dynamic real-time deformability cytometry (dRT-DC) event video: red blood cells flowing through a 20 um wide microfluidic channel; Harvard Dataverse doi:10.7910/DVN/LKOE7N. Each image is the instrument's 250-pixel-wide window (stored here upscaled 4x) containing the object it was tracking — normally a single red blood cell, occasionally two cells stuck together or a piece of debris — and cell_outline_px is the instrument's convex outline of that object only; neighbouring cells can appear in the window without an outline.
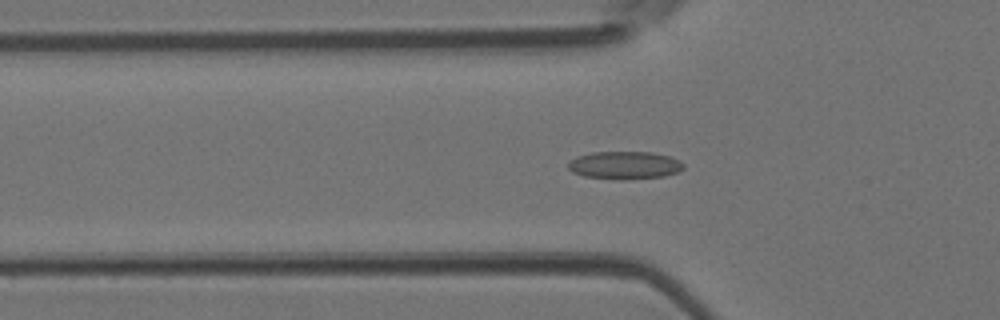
{"species": "Egyptian fruit bat (a non-hibernating species)", "species_latin": "Rousettus aegyptiacus", "temperature_condition": "room temperature", "stored_images_in_passage": 46, "camera_frame_rate_fps": 3000, "um_per_image_px": 0.085, "animal": {"sex": "female"}, "frame": {"image": 1, "passage_image": 15, "time_ms": 4.667, "image_size_px": [1000, 320], "cell_outline_px": [[684, 168], [676, 172], [664, 176], [620, 180], [584, 176], [572, 172], [568, 168], [568, 164], [576, 156], [592, 152], [652, 152], [672, 156], [680, 160], [684, 164]], "centroid_in_image_um": [53.11, 14.04], "position_along_channel_um": 72.7, "area_um2": 18.79}}
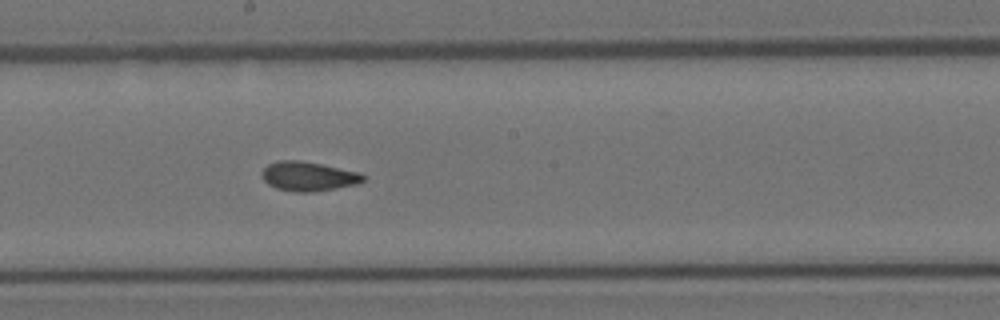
{"frame": {"image": 2, "passage_image": 25, "time_ms": 8.0, "image_size_px": [1000, 320], "cell_outline_px": [[368, 176], [364, 180], [356, 184], [336, 188], [312, 192], [296, 192], [276, 188], [268, 184], [264, 180], [260, 172], [268, 164], [280, 160], [300, 160], [360, 172]], "centroid_in_image_um": [26.21, 14.98], "position_along_channel_um": 222.0, "area_um2": 17.34}}
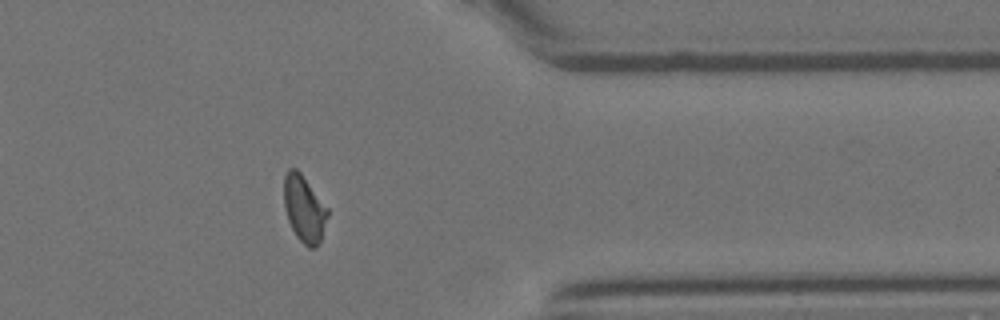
{"frame": {"image": 3, "passage_image": 37, "time_ms": 12.0, "image_size_px": [1000, 320], "cell_outline_px": [[328, 216], [320, 240], [316, 248], [308, 248], [296, 236], [288, 220], [284, 208], [284, 176], [288, 168], [296, 168], [300, 172], [328, 208]], "centroid_in_image_um": [25.84, 17.74], "position_along_channel_um": 385.6, "area_um2": 16.88}}